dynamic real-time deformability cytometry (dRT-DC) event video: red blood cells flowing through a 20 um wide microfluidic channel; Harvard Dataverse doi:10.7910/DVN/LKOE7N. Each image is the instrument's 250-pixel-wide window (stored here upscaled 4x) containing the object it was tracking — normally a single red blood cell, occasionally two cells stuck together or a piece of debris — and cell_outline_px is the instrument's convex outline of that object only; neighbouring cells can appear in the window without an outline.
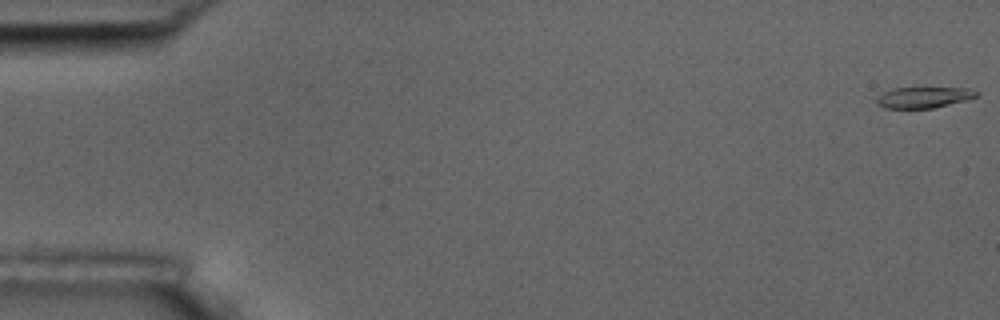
{"species": "common noctule bat (a hibernating species)", "species_latin": "Nyctalus noctula", "temperature_condition": "room temperature", "stored_images_in_passage": 55, "camera_frame_rate_fps": 3000, "um_per_image_px": 0.085, "animal": {"sex": "male", "body_mass_g": 17.5, "forearm_length_mm": 52.3}, "frame": {"image": 1, "passage_image": 1, "time_ms": 0.0, "image_size_px": [1000, 320], "cell_outline_px": [[980, 92], [976, 96], [964, 100], [932, 108], [884, 108], [876, 100], [884, 92], [892, 88], [968, 88]], "centroid_in_image_um": [78.52, 8.27], "position_along_channel_um": 6.5, "area_um2": 11.85}}
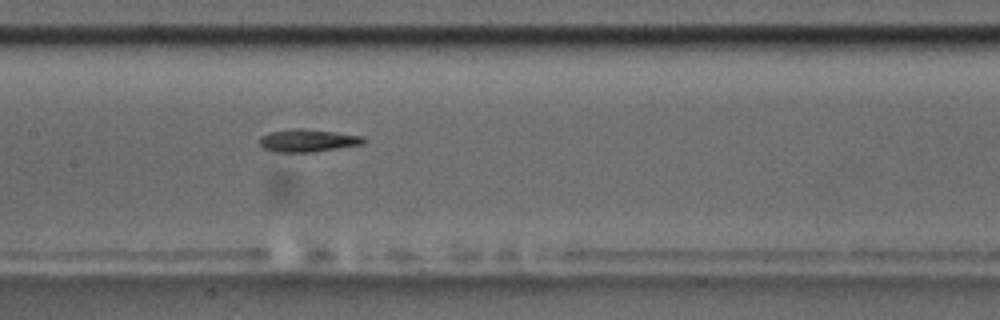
{"frame": {"image": 2, "passage_image": 27, "time_ms": 8.667, "image_size_px": [1000, 320], "cell_outline_px": [[368, 140], [364, 144], [312, 152], [272, 152], [264, 148], [260, 144], [260, 136], [268, 132], [292, 128], [300, 128], [336, 132], [364, 136]], "centroid_in_image_um": [26.17, 11.94], "position_along_channel_um": 181.2, "area_um2": 13.93}}
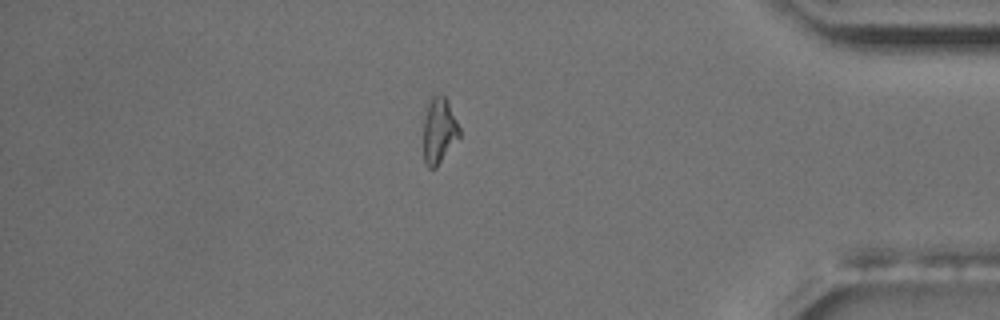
{"frame": {"image": 3, "passage_image": 47, "time_ms": 15.333, "image_size_px": [1000, 320], "cell_outline_px": [[460, 136], [436, 168], [428, 168], [424, 164], [424, 120], [428, 96], [444, 96], [448, 100], [460, 128]], "centroid_in_image_um": [37.31, 11.09], "position_along_channel_um": 397.9, "area_um2": 13.93}, "authors_computed_cell_mechanics": {"area_um2": 13.6986, "velocity_mm_per_s": 3.7508, "shape_relaxation_time_tau1_ms": 5.7569, "shape_relaxation_time_tau2_ms": 5.8616, "deformation_change_tau1": 0.1999, "deformation_change_tau2": 0.1283}}